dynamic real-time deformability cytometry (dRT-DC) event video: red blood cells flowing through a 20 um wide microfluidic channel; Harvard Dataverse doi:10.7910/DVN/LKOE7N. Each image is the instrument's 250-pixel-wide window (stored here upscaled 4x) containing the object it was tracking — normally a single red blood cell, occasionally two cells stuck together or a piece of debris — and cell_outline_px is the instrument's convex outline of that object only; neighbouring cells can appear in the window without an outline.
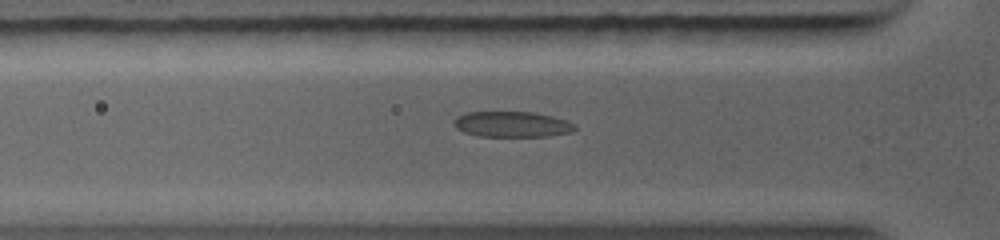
{"species": "common noctule bat (a hibernating species)", "species_latin": "Nyctalus noctula", "temperature_condition": "warm", "stored_images_in_passage": 13, "camera_frame_rate_fps": 5000, "um_per_image_px": 0.085, "animal": {"sex": "female", "body_mass_g": 19.0, "forearm_length_mm": 56.7}, "frame": {"image": 1, "passage_image": 8, "time_ms": 1.8, "image_size_px": [1000, 240], "cell_outline_px": [[576, 128], [572, 132], [548, 136], [476, 136], [464, 132], [456, 128], [452, 124], [452, 120], [456, 116], [464, 112], [536, 112], [568, 120], [576, 124]], "centroid_in_image_um": [43.5, 10.55], "position_along_channel_um": 82.3, "area_um2": 18.38}}
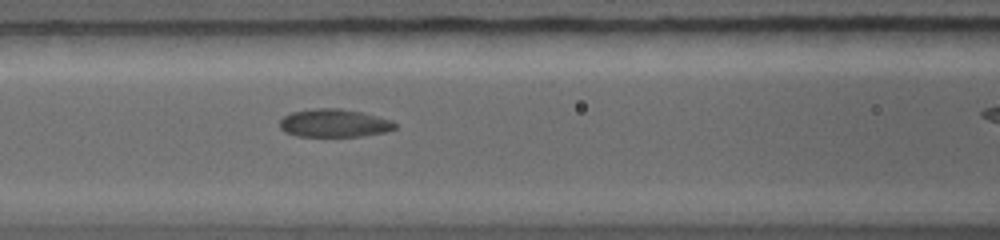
{"frame": {"image": 2, "passage_image": 11, "time_ms": 3.0, "image_size_px": [1000, 240], "cell_outline_px": [[396, 128], [388, 132], [360, 136], [296, 136], [284, 132], [280, 128], [280, 120], [284, 116], [292, 112], [316, 108], [340, 108], [360, 112], [392, 120], [396, 124]], "centroid_in_image_um": [28.4, 10.47], "position_along_channel_um": 138.2, "area_um2": 18.84}}